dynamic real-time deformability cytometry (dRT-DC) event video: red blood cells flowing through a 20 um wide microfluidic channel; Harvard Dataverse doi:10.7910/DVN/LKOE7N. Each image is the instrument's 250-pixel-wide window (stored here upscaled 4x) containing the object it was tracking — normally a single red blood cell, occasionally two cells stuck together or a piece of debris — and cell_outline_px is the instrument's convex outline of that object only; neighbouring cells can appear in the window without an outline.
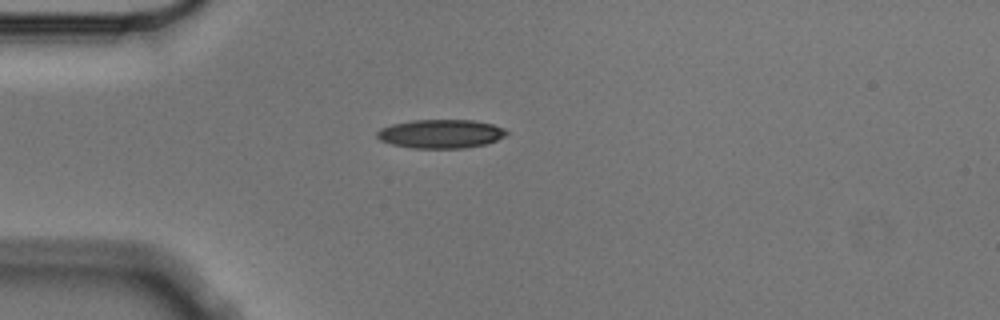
{"species": "Egyptian fruit bat (a non-hibernating species)", "species_latin": "Rousettus aegyptiacus", "temperature_condition": "cold", "stored_images_in_passage": 1, "camera_frame_rate_fps": 3000, "um_per_image_px": 0.085, "animal": {"sex": "male"}, "frame": {"image": 1, "passage_image": 1, "time_ms": 0.0, "image_size_px": [1000, 320], "cell_outline_px": [[508, 132], [504, 136], [496, 140], [484, 144], [464, 148], [412, 148], [392, 144], [380, 140], [376, 136], [376, 132], [380, 128], [392, 124], [412, 120], [472, 120], [492, 124], [504, 128]], "centroid_in_image_um": [37.43, 11.37], "position_along_channel_um": 47.6, "area_um2": 21.62}}